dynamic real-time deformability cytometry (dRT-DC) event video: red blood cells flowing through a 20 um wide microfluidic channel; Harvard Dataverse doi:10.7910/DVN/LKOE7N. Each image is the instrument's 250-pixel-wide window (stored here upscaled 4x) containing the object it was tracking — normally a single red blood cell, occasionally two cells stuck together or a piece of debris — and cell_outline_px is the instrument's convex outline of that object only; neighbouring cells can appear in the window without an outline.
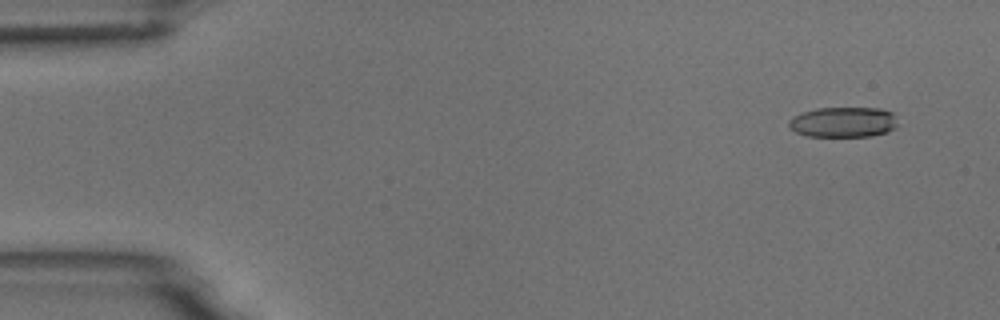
{"species": "common noctule bat (a hibernating species)", "species_latin": "Nyctalus noctula", "temperature_condition": "room temperature", "stored_images_in_passage": 4, "camera_frame_rate_fps": 3000, "um_per_image_px": 0.085, "animal": {"sex": "male", "body_mass_g": 18.8}, "frame": {"image": 1, "passage_image": 1, "time_ms": 0.0, "image_size_px": [1000, 320], "cell_outline_px": [[896, 128], [888, 132], [872, 136], [808, 136], [796, 132], [788, 124], [788, 120], [792, 116], [816, 108], [880, 108], [892, 112], [896, 124]], "centroid_in_image_um": [71.68, 10.38], "position_along_channel_um": 13.3, "area_um2": 19.19}}
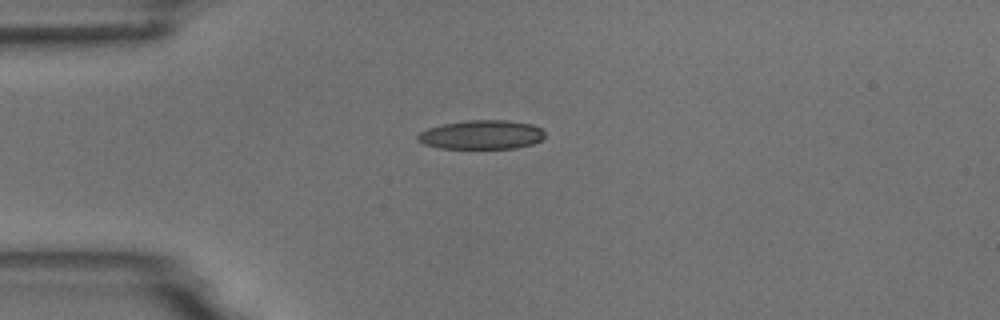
{"frame": {"image": 2, "passage_image": 4, "time_ms": 3.333, "image_size_px": [1000, 320], "cell_outline_px": [[544, 136], [540, 140], [532, 144], [516, 148], [440, 148], [424, 144], [416, 140], [416, 136], [420, 132], [428, 128], [444, 124], [468, 120], [508, 120], [532, 124], [540, 128], [544, 132]], "centroid_in_image_um": [40.92, 11.45], "position_along_channel_um": 44.1, "area_um2": 21.44}}